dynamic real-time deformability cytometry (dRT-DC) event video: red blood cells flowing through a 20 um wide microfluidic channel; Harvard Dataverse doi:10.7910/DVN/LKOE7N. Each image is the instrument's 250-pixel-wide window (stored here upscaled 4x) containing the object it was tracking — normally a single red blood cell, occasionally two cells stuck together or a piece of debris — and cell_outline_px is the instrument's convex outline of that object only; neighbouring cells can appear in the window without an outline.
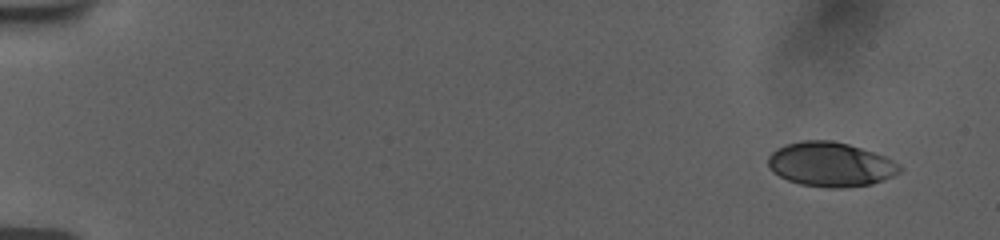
{"species": "human", "species_latin": "Homo sapiens", "temperature_condition": "room temperature", "stored_images_in_passage": 53, "camera_frame_rate_fps": 3000, "um_per_image_px": 0.085, "donor": {"sex": "female"}, "frame": {"image": 1, "passage_image": 1, "time_ms": 0.0, "image_size_px": [1000, 240], "cell_outline_px": [[904, 168], [900, 172], [892, 176], [872, 184], [840, 188], [828, 188], [800, 184], [788, 180], [772, 172], [768, 164], [768, 156], [776, 148], [800, 140], [832, 140], [848, 144], [884, 156], [900, 164]], "centroid_in_image_um": [70.59, 13.97], "position_along_channel_um": 14.4, "area_um2": 34.04}}
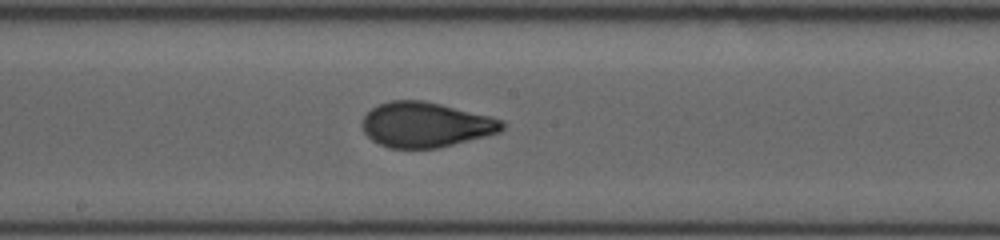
{"frame": {"image": 2, "passage_image": 29, "time_ms": 9.333, "image_size_px": [1000, 240], "cell_outline_px": [[504, 128], [500, 132], [436, 148], [388, 148], [372, 140], [364, 132], [360, 124], [364, 116], [372, 108], [380, 104], [392, 100], [424, 100], [504, 120]], "centroid_in_image_um": [36.14, 10.6], "position_along_channel_um": 212.1, "area_um2": 36.41}}
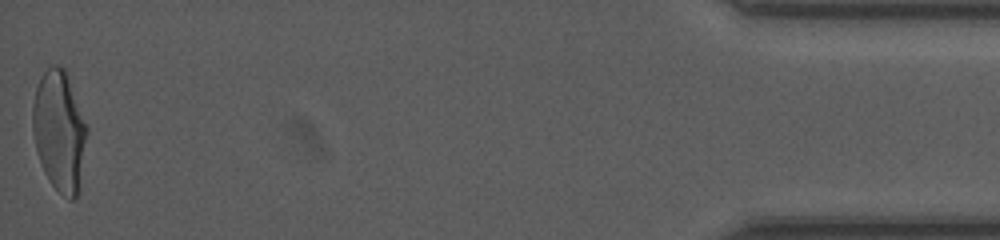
{"frame": {"image": 3, "passage_image": 53, "time_ms": 17.333, "image_size_px": [1000, 240], "cell_outline_px": [[88, 132], [80, 188], [76, 196], [72, 200], [68, 200], [52, 184], [44, 172], [40, 164], [36, 152], [32, 128], [32, 108], [36, 88], [44, 72], [52, 64], [56, 64], [64, 68], [88, 124]], "centroid_in_image_um": [5.06, 11.16], "position_along_channel_um": 430.1, "area_um2": 38.55}, "authors_computed_cell_mechanics": {"area_um2": 35.7204, "velocity_mm_per_s": 3.7701, "shape_relaxation_time_tau1_ms": 5.2406, "shape_relaxation_time_tau2_ms": 0.8236, "deformation_change_tau1": 0.1797, "deformation_change_tau2": 0.0604}}